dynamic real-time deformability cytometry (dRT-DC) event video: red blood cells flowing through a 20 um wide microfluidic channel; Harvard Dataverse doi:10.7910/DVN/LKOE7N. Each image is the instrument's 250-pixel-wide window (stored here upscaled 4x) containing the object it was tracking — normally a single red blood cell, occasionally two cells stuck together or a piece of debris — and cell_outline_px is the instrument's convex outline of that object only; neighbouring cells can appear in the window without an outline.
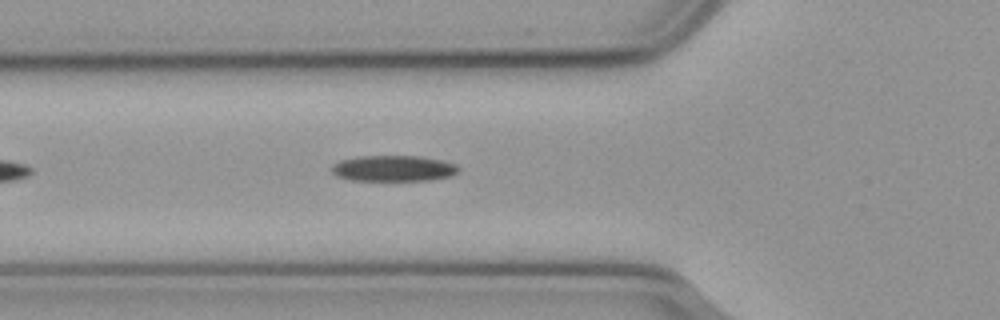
{"species": "common noctule bat (a hibernating species)", "species_latin": "Nyctalus noctula", "temperature_condition": "cold", "stored_images_in_passage": 18, "camera_frame_rate_fps": 3000, "um_per_image_px": 0.085, "animal": {"sex": "male", "body_mass_g": 23.1, "forearm_length_mm": 52.7}, "frame": {"image": 1, "passage_image": 8, "time_ms": 2.333, "image_size_px": [1000, 320], "cell_outline_px": [[460, 172], [452, 176], [428, 180], [348, 180], [336, 176], [332, 172], [332, 164], [340, 160], [360, 156], [420, 156], [440, 160], [456, 164], [460, 168]], "centroid_in_image_um": [33.45, 14.31], "position_along_channel_um": 92.3, "area_um2": 19.25}}